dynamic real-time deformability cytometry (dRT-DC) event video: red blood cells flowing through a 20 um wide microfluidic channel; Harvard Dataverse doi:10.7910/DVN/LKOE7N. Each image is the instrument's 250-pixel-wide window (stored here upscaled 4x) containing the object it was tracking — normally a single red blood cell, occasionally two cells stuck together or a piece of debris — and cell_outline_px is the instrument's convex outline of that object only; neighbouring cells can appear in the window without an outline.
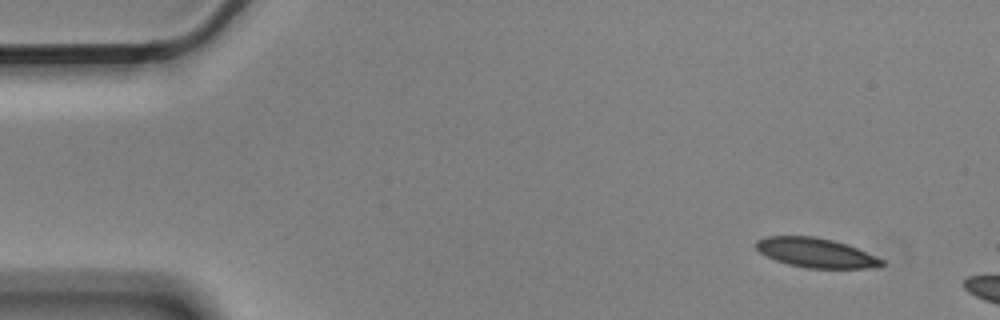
{"species": "Egyptian fruit bat (a non-hibernating species)", "species_latin": "Rousettus aegyptiacus", "temperature_condition": "cold", "stored_images_in_passage": 3, "camera_frame_rate_fps": 3000, "um_per_image_px": 0.085, "animal": {"sex": "male"}, "frame": {"image": 1, "passage_image": 1, "time_ms": 0.0, "image_size_px": [1000, 320], "cell_outline_px": [[884, 264], [868, 268], [808, 268], [788, 264], [776, 260], [760, 252], [756, 248], [756, 240], [768, 236], [816, 236], [832, 240], [856, 248], [884, 260]], "centroid_in_image_um": [69.32, 21.48], "position_along_channel_um": 15.7, "area_um2": 21.21}}